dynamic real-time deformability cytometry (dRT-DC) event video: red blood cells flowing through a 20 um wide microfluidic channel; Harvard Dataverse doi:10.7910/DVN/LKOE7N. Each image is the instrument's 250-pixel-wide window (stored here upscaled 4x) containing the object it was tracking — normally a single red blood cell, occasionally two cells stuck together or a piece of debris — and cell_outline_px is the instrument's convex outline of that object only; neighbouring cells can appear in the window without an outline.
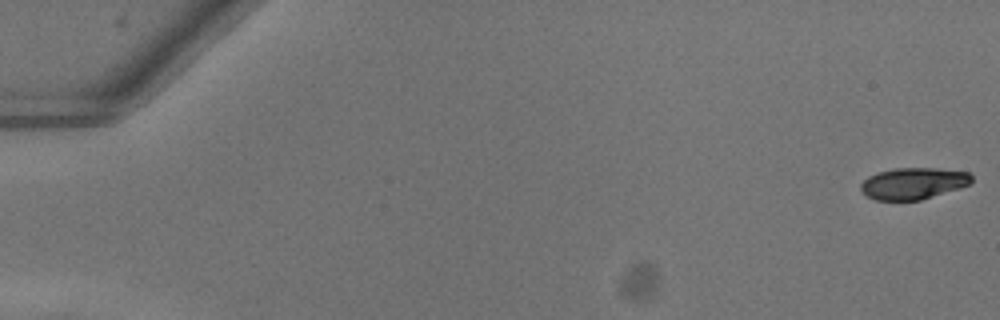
{"species": "common noctule bat (a hibernating species)", "species_latin": "Nyctalus noctula", "temperature_condition": "warm", "stored_images_in_passage": 53, "camera_frame_rate_fps": 3000, "um_per_image_px": 0.085, "animal": {"sex": "female"}, "frame": {"image": 1, "passage_image": 1, "time_ms": 0.0, "image_size_px": [1000, 320], "cell_outline_px": [[972, 184], [960, 188], [920, 200], [876, 200], [868, 196], [860, 188], [860, 184], [868, 176], [880, 172], [896, 168], [936, 168], [968, 172], [972, 176]], "centroid_in_image_um": [77.66, 15.59], "position_along_channel_um": 7.3, "area_um2": 20.29}}
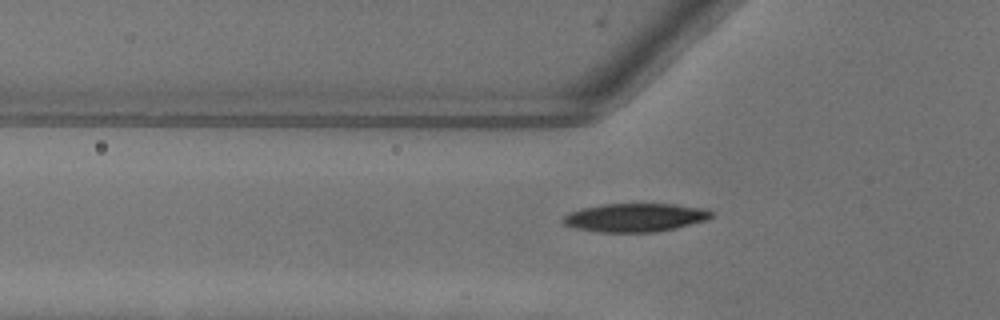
{"frame": {"image": 2, "passage_image": 19, "time_ms": 6.0, "image_size_px": [1000, 320], "cell_outline_px": [[712, 216], [708, 220], [676, 228], [656, 232], [600, 232], [576, 228], [564, 224], [560, 220], [568, 212], [584, 208], [604, 204], [672, 204], [708, 208], [712, 212]], "centroid_in_image_um": [54.02, 18.49], "position_along_channel_um": 71.8, "area_um2": 24.68}}
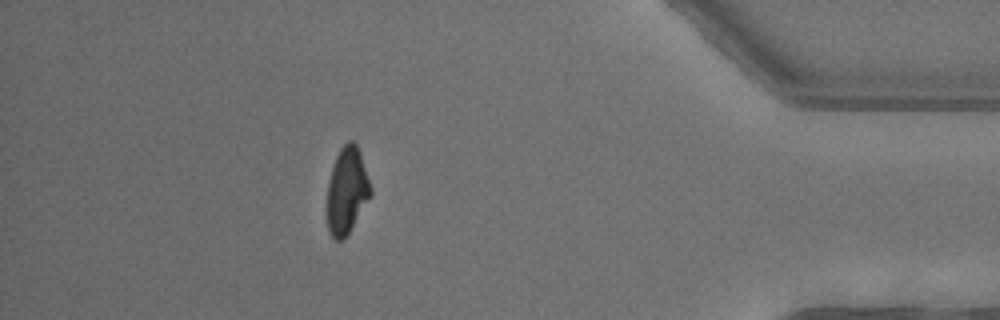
{"frame": {"image": 3, "passage_image": 47, "time_ms": 15.333, "image_size_px": [1000, 320], "cell_outline_px": [[372, 196], [348, 232], [340, 240], [336, 240], [328, 232], [324, 212], [324, 208], [328, 184], [332, 168], [336, 156], [340, 148], [348, 140], [352, 140], [356, 144], [372, 192]], "centroid_in_image_um": [29.42, 16.25], "position_along_channel_um": 405.8, "area_um2": 22.02}, "authors_computed_cell_mechanics": {"area_um2": 23.2356, "velocity_mm_per_s": 4.0368, "shape_relaxation_time_tau1_ms": 3.5049, "shape_relaxation_time_tau2_ms": 7.6382, "deformation_change_tau1": 0.1574, "deformation_change_tau2": 0.1251}}